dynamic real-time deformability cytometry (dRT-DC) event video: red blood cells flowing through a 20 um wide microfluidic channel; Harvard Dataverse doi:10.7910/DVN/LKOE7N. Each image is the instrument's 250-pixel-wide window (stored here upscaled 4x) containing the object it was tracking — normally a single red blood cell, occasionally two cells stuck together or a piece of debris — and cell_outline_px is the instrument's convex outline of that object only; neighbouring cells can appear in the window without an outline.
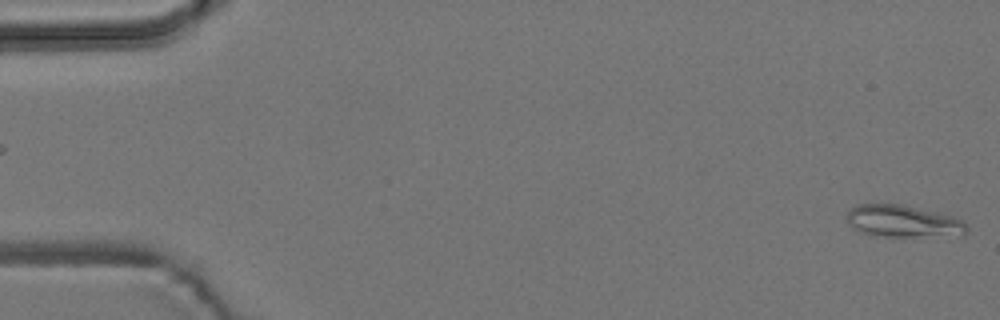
{"species": "common noctule bat (a hibernating species)", "species_latin": "Nyctalus noctula", "temperature_condition": "room temperature", "stored_images_in_passage": 6, "camera_frame_rate_fps": 3000, "um_per_image_px": 0.085, "animal": {"sex": "male", "body_mass_g": 19.2, "forearm_length_mm": 51.8}, "frame": {"image": 1, "passage_image": 6, "time_ms": 7.333, "image_size_px": [1000, 320], "cell_outline_px": [[968, 228], [964, 236], [872, 236], [860, 232], [848, 224], [844, 216], [848, 208], [856, 204], [900, 204], [952, 216], [960, 220]], "centroid_in_image_um": [76.68, 18.81], "position_along_channel_um": 8.3, "area_um2": 22.66}}